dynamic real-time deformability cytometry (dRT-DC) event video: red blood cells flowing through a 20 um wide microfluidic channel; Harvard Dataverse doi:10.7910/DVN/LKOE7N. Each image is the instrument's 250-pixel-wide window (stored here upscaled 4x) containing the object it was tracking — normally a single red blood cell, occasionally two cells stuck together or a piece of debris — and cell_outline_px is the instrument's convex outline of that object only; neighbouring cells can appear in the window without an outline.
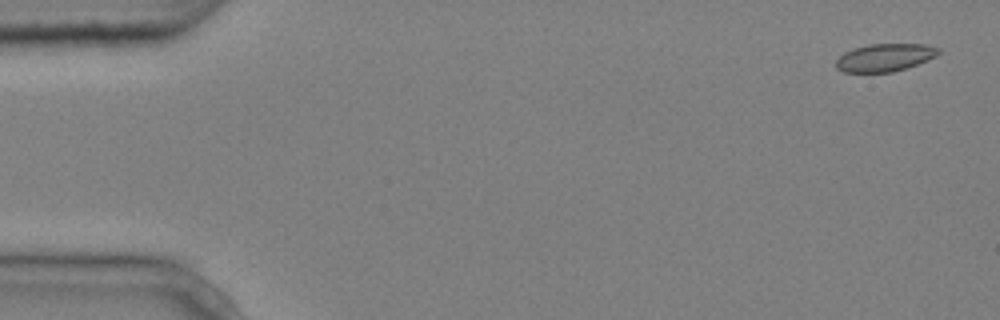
{"species": "common noctule bat (a hibernating species)", "species_latin": "Nyctalus noctula", "temperature_condition": "cold", "stored_images_in_passage": 5, "camera_frame_rate_fps": 3000, "um_per_image_px": 0.085, "animal": {"sex": "male", "body_mass_g": 20.4}, "frame": {"image": 1, "passage_image": 1, "time_ms": 0.0, "image_size_px": [1000, 320], "cell_outline_px": [[940, 52], [936, 56], [928, 60], [892, 72], [844, 72], [836, 68], [836, 60], [844, 52], [852, 48], [868, 44], [924, 44], [940, 48]], "centroid_in_image_um": [75.19, 4.88], "position_along_channel_um": 9.8, "area_um2": 16.53}}
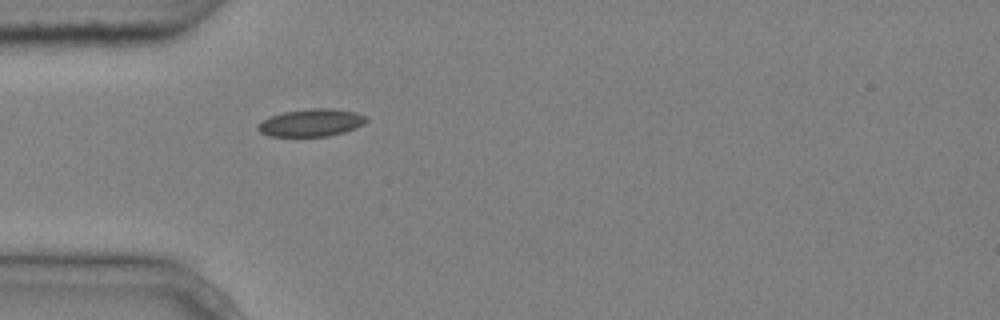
{"frame": {"image": 2, "passage_image": 5, "time_ms": 1.333, "image_size_px": [1000, 320], "cell_outline_px": [[368, 120], [364, 124], [356, 128], [344, 132], [328, 136], [268, 136], [260, 132], [256, 128], [264, 120], [272, 116], [284, 112], [312, 108], [332, 108], [356, 112], [368, 116]], "centroid_in_image_um": [26.52, 10.43], "position_along_channel_um": 58.5, "area_um2": 17.34}}